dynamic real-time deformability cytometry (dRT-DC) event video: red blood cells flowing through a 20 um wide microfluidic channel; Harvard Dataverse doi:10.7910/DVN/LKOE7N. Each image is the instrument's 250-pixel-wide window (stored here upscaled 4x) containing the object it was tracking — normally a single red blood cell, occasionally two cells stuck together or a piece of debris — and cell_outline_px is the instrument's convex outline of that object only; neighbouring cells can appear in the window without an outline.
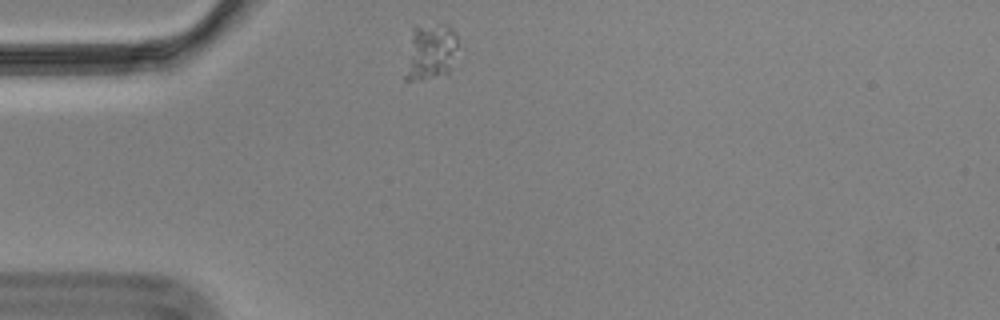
{"species": "Egyptian fruit bat (a non-hibernating species)", "species_latin": "Rousettus aegyptiacus", "temperature_condition": "cold", "stored_images_in_passage": 46, "camera_frame_rate_fps": 3000, "um_per_image_px": 0.085, "animal": {"sex": "male"}, "frame": {"image": 1, "passage_image": 1, "time_ms": 0.0, "image_size_px": [1000, 320], "cell_outline_px": [[456, 48], [448, 72], [420, 80], [404, 80], [404, 76], [412, 24], [416, 24], [452, 28], [456, 32]], "centroid_in_image_um": [36.51, 4.39], "position_along_channel_um": 48.5, "area_um2": 16.88}}
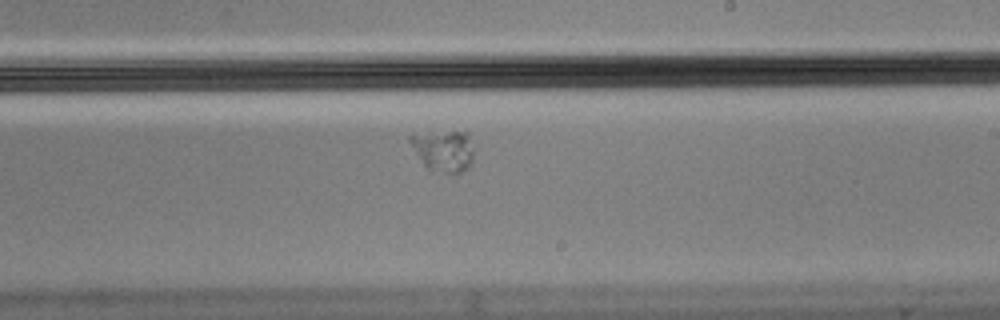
{"frame": {"image": 2, "passage_image": 21, "time_ms": 6.667, "image_size_px": [1000, 320], "cell_outline_px": [[472, 164], [468, 168], [460, 172], [444, 172], [428, 168], [424, 164], [408, 140], [408, 136], [448, 132], [468, 132], [472, 152]], "centroid_in_image_um": [37.73, 12.82], "position_along_channel_um": 251.3, "area_um2": 14.62}}
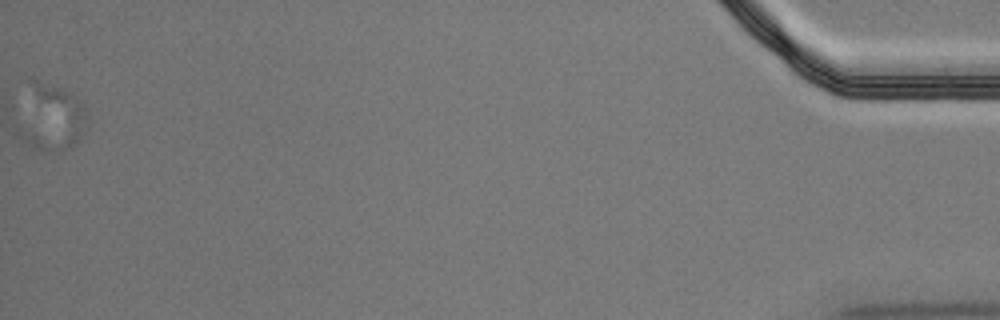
{"frame": {"image": 3, "passage_image": 46, "time_ms": 15.0, "image_size_px": [1000, 320], "cell_outline_px": [[84, 116], [80, 132], [76, 140], [72, 144], [56, 152], [32, 84], [32, 80], [36, 80], [56, 88], [80, 100], [84, 104]], "centroid_in_image_um": [5.09, 9.7], "position_along_channel_um": 430.1, "area_um2": 15.49}}